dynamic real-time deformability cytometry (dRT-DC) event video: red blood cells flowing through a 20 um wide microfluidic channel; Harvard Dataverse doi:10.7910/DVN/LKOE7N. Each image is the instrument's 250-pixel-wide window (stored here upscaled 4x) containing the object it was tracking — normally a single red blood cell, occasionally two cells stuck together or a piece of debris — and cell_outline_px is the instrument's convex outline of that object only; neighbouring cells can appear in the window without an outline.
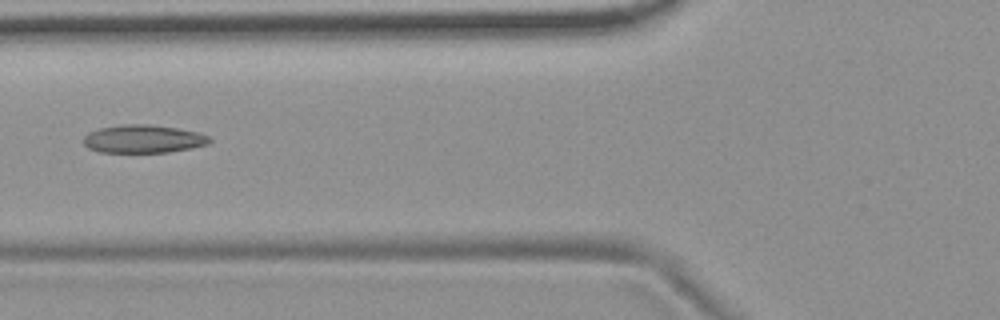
{"species": "common noctule bat (a hibernating species)", "species_latin": "Nyctalus noctula", "temperature_condition": "room temperature", "stored_images_in_passage": 6, "camera_frame_rate_fps": 3000, "um_per_image_px": 0.085, "animal": {"sex": "female", "body_mass_g": 19.9}, "frame": {"image": 1, "passage_image": 6, "time_ms": 5.667, "image_size_px": [1000, 320], "cell_outline_px": [[212, 140], [208, 144], [192, 148], [168, 152], [100, 152], [88, 148], [84, 144], [84, 136], [88, 132], [100, 128], [120, 124], [148, 124], [176, 128], [200, 132], [208, 136]], "centroid_in_image_um": [12.18, 11.8], "position_along_channel_um": 113.6, "area_um2": 20.69}}